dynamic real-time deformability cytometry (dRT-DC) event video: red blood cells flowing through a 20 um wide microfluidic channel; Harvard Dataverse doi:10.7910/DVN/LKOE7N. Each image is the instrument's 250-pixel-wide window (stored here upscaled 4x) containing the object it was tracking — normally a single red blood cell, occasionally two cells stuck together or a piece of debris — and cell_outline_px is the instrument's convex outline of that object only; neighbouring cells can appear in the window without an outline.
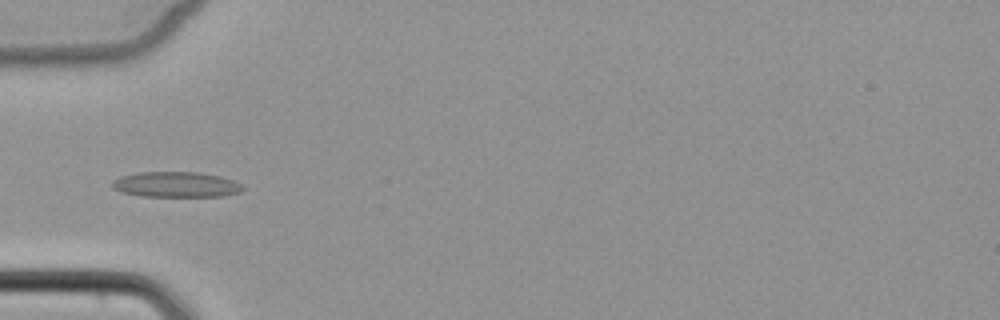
{"species": "common noctule bat (a hibernating species)", "species_latin": "Nyctalus noctula", "temperature_condition": "cold", "stored_images_in_passage": 5, "camera_frame_rate_fps": 3000, "um_per_image_px": 0.085, "animal": {"sex": "female", "body_mass_g": 22.7, "forearm_length_mm": 54.2}, "frame": {"image": 1, "passage_image": 5, "time_ms": 5.333, "image_size_px": [1000, 320], "cell_outline_px": [[244, 188], [240, 192], [224, 196], [140, 196], [120, 192], [112, 188], [112, 180], [120, 176], [136, 172], [200, 172], [220, 176], [232, 180], [240, 184]], "centroid_in_image_um": [14.92, 15.68], "position_along_channel_um": 70.1, "area_um2": 19.48}}